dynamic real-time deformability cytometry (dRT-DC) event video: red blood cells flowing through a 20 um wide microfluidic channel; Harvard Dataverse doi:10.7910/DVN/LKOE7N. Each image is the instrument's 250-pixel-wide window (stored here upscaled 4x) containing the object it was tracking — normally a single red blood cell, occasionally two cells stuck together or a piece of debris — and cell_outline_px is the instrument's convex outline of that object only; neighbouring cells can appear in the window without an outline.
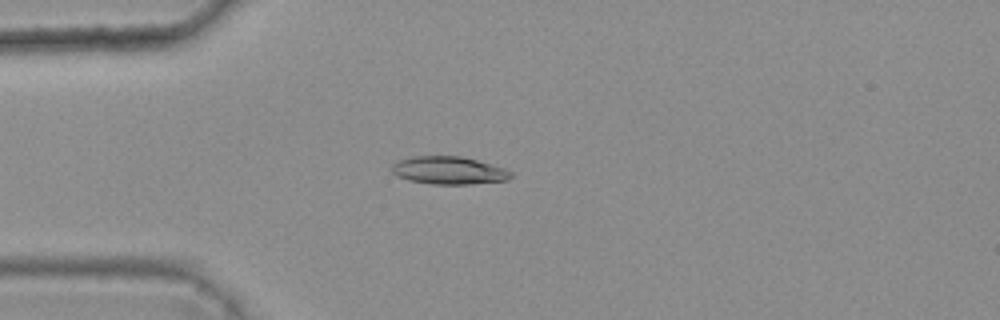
{"species": "common noctule bat (a hibernating species)", "species_latin": "Nyctalus noctula", "temperature_condition": "warm", "stored_images_in_passage": 1, "camera_frame_rate_fps": 3000, "um_per_image_px": 0.085, "animal": {"sex": "female", "body_mass_g": 25.1}, "frame": {"image": 1, "passage_image": 1, "time_ms": 0.0, "image_size_px": [1000, 320], "cell_outline_px": [[512, 176], [508, 180], [468, 184], [432, 184], [408, 180], [396, 176], [392, 172], [392, 164], [400, 160], [416, 156], [460, 156], [476, 160], [504, 168], [512, 172]], "centroid_in_image_um": [38.14, 14.49], "position_along_channel_um": 46.9, "area_um2": 19.13}}